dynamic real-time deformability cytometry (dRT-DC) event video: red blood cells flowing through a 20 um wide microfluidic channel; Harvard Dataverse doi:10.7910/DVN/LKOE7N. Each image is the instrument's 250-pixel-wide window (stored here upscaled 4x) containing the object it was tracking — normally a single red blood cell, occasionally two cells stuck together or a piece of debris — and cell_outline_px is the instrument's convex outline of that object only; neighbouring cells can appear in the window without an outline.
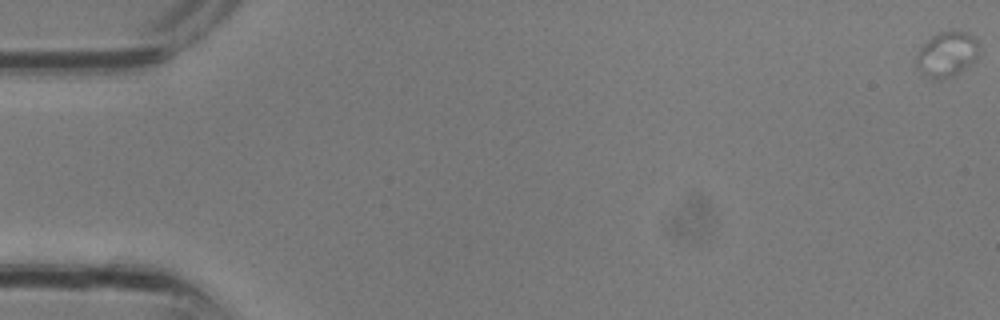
{"species": "common noctule bat (a hibernating species)", "species_latin": "Nyctalus noctula", "temperature_condition": "room temperature", "stored_images_in_passage": 9, "camera_frame_rate_fps": 3000, "um_per_image_px": 0.085, "animal": {"sex": "male", "body_mass_g": 13.3}, "frame": {"image": 1, "passage_image": 1, "time_ms": 0.0, "image_size_px": [1000, 320], "cell_outline_px": [[980, 52], [964, 68], [952, 76], [940, 80], [932, 80], [916, 68], [916, 56], [920, 48], [932, 36], [940, 32], [964, 32], [972, 36], [980, 44]], "centroid_in_image_um": [80.46, 4.63], "position_along_channel_um": 4.5, "area_um2": 16.18}}
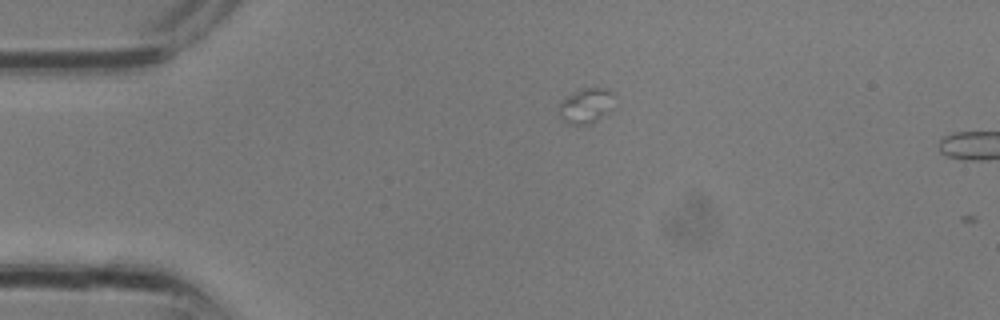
{"frame": {"image": 2, "passage_image": 8, "time_ms": 2.333, "image_size_px": [1000, 320], "cell_outline_px": [[612, 108], [608, 112], [592, 124], [568, 124], [560, 116], [560, 100], [580, 88], [604, 88], [612, 92]], "centroid_in_image_um": [49.8, 8.98], "position_along_channel_um": 35.2, "area_um2": 11.21}}